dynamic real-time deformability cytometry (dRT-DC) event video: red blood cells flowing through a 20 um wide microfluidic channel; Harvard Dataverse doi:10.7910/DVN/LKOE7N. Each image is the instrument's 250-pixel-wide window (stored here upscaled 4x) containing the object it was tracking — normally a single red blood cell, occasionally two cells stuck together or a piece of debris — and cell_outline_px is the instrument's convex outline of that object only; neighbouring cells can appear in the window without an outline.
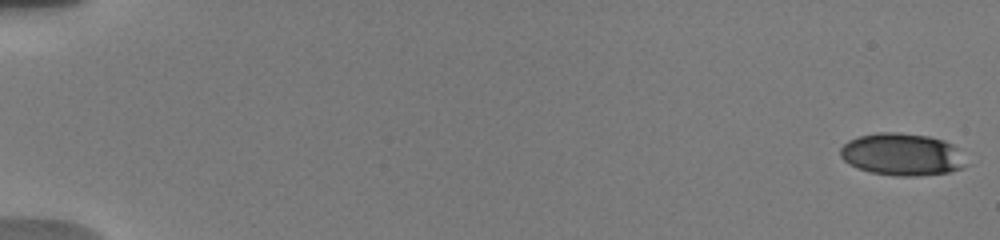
{"species": "human", "species_latin": "Homo sapiens", "temperature_condition": "warm", "stored_images_in_passage": 10, "camera_frame_rate_fps": 3000, "um_per_image_px": 0.085, "donor": {"sex": "male"}, "frame": {"image": 1, "passage_image": 1, "time_ms": 0.0, "image_size_px": [1000, 240], "cell_outline_px": [[964, 168], [948, 172], [916, 176], [896, 176], [872, 172], [860, 168], [844, 160], [840, 156], [840, 148], [848, 140], [860, 136], [876, 132], [896, 132], [928, 136], [944, 140], [952, 144], [964, 164]], "centroid_in_image_um": [76.62, 13.12], "position_along_channel_um": 8.4, "area_um2": 30.4}}
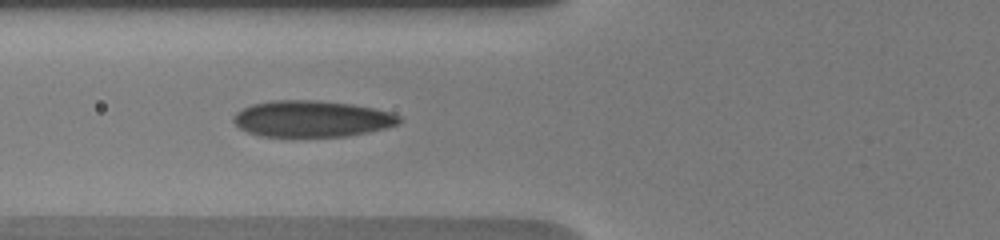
{"frame": {"image": 2, "passage_image": 9, "time_ms": 7.333, "image_size_px": [1000, 240], "cell_outline_px": [[404, 120], [400, 124], [368, 132], [344, 136], [260, 136], [248, 132], [240, 128], [232, 120], [232, 116], [236, 112], [252, 104], [272, 100], [320, 100], [352, 104], [392, 112], [400, 116]], "centroid_in_image_um": [26.52, 10.09], "position_along_channel_um": 99.3, "area_um2": 35.2}}
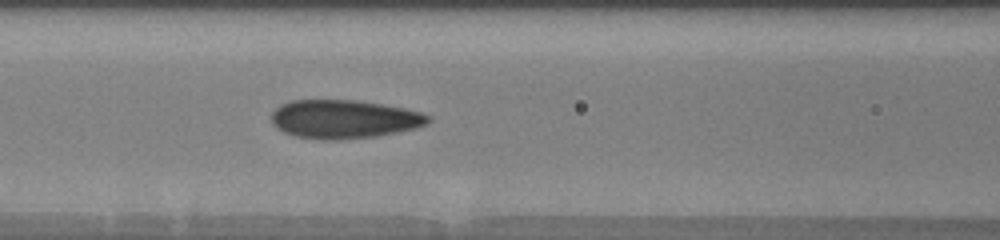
{"frame": {"image": 3, "passage_image": 10, "time_ms": 8.333, "image_size_px": [1000, 240], "cell_outline_px": [[432, 120], [428, 124], [416, 128], [376, 136], [340, 140], [328, 140], [296, 136], [284, 132], [276, 128], [272, 124], [268, 116], [280, 104], [292, 100], [356, 100], [404, 108], [420, 112], [432, 116]], "centroid_in_image_um": [29.22, 10.12], "position_along_channel_um": 137.4, "area_um2": 35.49}}